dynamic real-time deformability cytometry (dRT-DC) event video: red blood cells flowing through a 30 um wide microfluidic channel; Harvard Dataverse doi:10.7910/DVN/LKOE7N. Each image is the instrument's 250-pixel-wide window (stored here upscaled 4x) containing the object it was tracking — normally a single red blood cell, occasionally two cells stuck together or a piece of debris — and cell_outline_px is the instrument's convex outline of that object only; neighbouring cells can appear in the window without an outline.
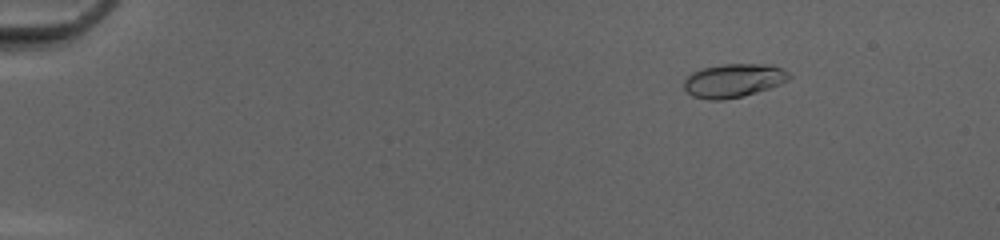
{"species": "common noctule bat (a hibernating species)", "species_latin": "Nyctalus noctula", "temperature_condition": "cold", "stored_images_in_passage": 52, "camera_frame_rate_fps": 3000, "um_per_image_px": 0.085, "animal": {"sex": "female", "body_mass_g": 20.0, "forearm_length_mm": 54.0}, "frame": {"image": 1, "passage_image": 8, "time_ms": 2.333, "image_size_px": [1000, 240], "cell_outline_px": [[792, 76], [788, 80], [780, 84], [744, 96], [724, 100], [708, 100], [692, 96], [684, 88], [684, 80], [692, 72], [704, 68], [724, 64], [772, 64], [788, 72]], "centroid_in_image_um": [62.35, 6.85], "position_along_channel_um": 22.6, "area_um2": 20.58}}
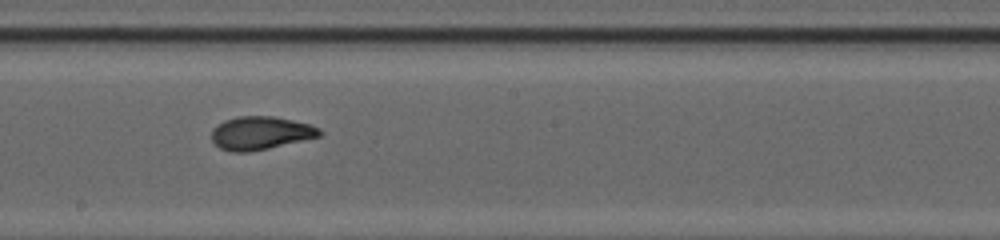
{"frame": {"image": 2, "passage_image": 31, "time_ms": 10.0, "image_size_px": [1000, 240], "cell_outline_px": [[324, 132], [320, 136], [268, 148], [248, 152], [232, 152], [220, 148], [212, 140], [212, 128], [216, 124], [224, 120], [236, 116], [276, 116], [308, 124], [320, 128]], "centroid_in_image_um": [22.12, 11.29], "position_along_channel_um": 226.1, "area_um2": 20.92}}
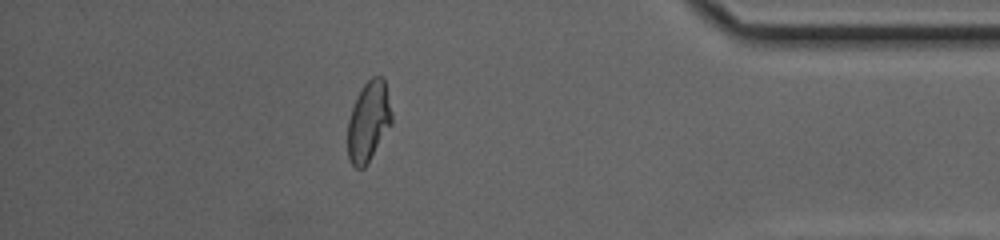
{"frame": {"image": 3, "passage_image": 46, "time_ms": 15.0, "image_size_px": [1000, 240], "cell_outline_px": [[392, 124], [364, 168], [356, 168], [352, 164], [348, 156], [348, 120], [352, 108], [360, 88], [372, 76], [380, 76], [384, 80], [392, 112]], "centroid_in_image_um": [31.33, 10.31], "position_along_channel_um": 403.9, "area_um2": 20.4}, "authors_computed_cell_mechanics": {"area_um2": 20.519, "velocity_mm_per_s": 4.189, "shape_relaxation_time_tau1_ms": 5.5785, "shape_relaxation_time_tau2_ms": 0.9017, "deformation_change_tau1": 0.1914, "deformation_change_tau2": 0.0595}}